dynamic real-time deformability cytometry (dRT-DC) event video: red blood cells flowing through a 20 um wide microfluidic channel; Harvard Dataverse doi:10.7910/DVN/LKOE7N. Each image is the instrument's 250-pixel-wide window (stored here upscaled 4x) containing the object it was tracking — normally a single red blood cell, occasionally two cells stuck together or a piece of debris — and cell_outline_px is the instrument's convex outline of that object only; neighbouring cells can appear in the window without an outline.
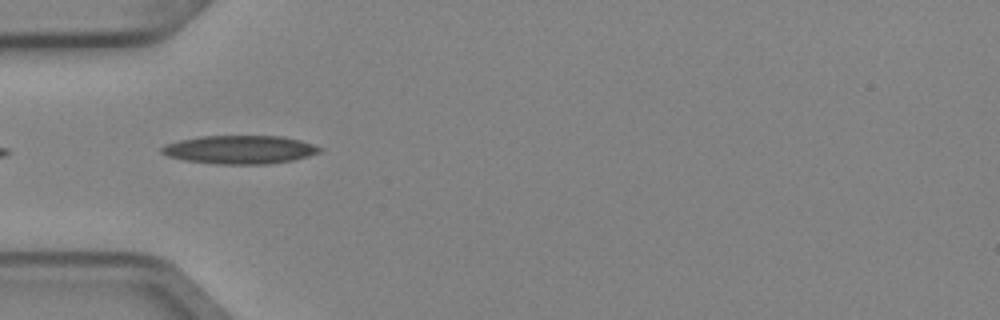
{"species": "Egyptian fruit bat (a non-hibernating species)", "species_latin": "Rousettus aegyptiacus", "temperature_condition": "cold", "stored_images_in_passage": 2, "camera_frame_rate_fps": 3000, "um_per_image_px": 0.085, "animal": {"sex": "female"}, "frame": {"image": 1, "passage_image": 1, "time_ms": 0.0, "image_size_px": [1000, 320], "cell_outline_px": [[320, 152], [308, 156], [292, 160], [268, 164], [216, 164], [184, 160], [168, 156], [160, 152], [160, 148], [164, 144], [180, 140], [200, 136], [284, 136], [300, 140], [312, 144], [320, 148]], "centroid_in_image_um": [20.34, 12.72], "position_along_channel_um": 64.7, "area_um2": 26.13}}
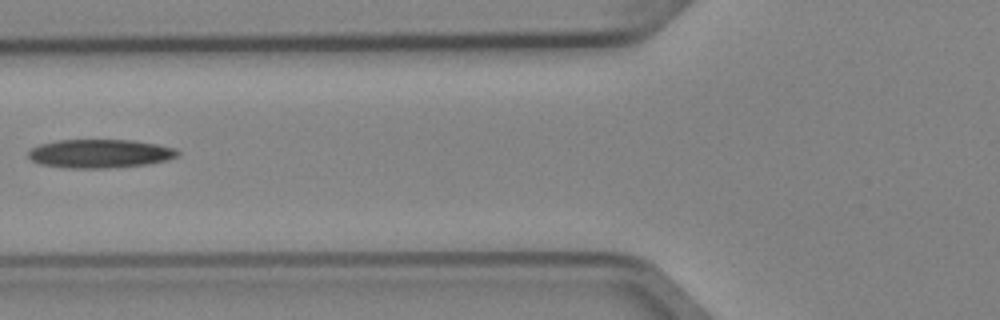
{"frame": {"image": 2, "passage_image": 2, "time_ms": 0.333, "image_size_px": [1000, 320], "cell_outline_px": [[180, 156], [164, 160], [144, 164], [104, 168], [72, 168], [40, 164], [32, 160], [28, 156], [28, 152], [32, 148], [40, 144], [60, 140], [132, 140], [156, 144], [176, 148], [180, 152]], "centroid_in_image_um": [8.5, 13.05], "position_along_channel_um": 117.3, "area_um2": 24.62}}